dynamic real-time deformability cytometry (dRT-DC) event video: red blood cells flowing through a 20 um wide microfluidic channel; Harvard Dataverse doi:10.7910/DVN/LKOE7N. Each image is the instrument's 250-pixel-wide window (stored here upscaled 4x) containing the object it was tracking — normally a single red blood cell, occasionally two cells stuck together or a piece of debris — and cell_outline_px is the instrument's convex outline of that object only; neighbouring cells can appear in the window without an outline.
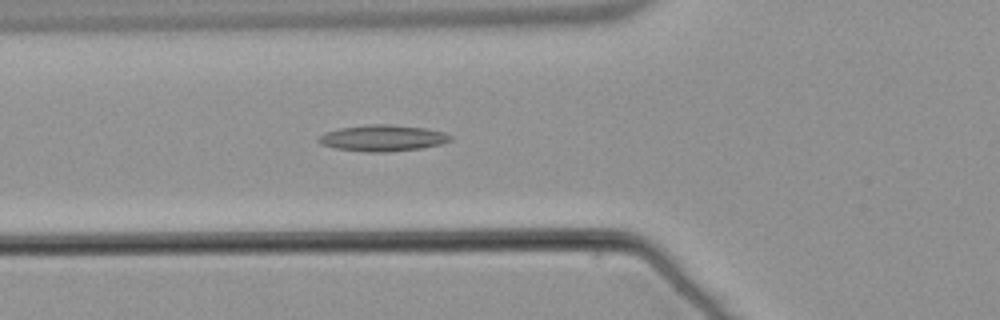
{"species": "common noctule bat (a hibernating species)", "species_latin": "Nyctalus noctula", "temperature_condition": "warm", "stored_images_in_passage": 48, "camera_frame_rate_fps": 3000, "um_per_image_px": 0.085, "animal": {"sex": "male", "body_mass_g": 21.5, "forearm_length_mm": 52.0}, "frame": {"image": 1, "passage_image": 14, "time_ms": 4.333, "image_size_px": [1000, 320], "cell_outline_px": [[452, 140], [440, 144], [420, 148], [388, 152], [368, 152], [336, 148], [320, 144], [316, 140], [324, 132], [340, 128], [368, 124], [388, 124], [424, 128], [444, 132], [452, 136]], "centroid_in_image_um": [32.51, 11.73], "position_along_channel_um": 93.3, "area_um2": 20.11}}